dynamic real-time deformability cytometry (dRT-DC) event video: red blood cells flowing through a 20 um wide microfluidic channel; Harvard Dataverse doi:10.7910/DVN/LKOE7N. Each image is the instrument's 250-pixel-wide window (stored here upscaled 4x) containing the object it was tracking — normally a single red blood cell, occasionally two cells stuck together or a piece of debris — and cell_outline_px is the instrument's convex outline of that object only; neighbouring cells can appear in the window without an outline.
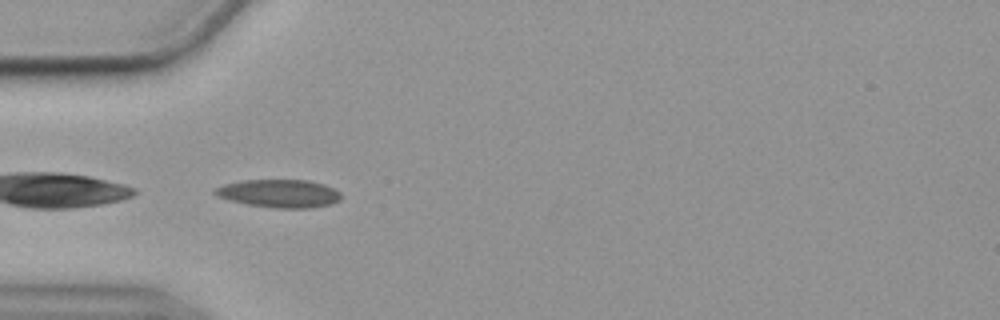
{"species": "common noctule bat (a hibernating species)", "species_latin": "Nyctalus noctula", "temperature_condition": "cold", "stored_images_in_passage": 34, "camera_frame_rate_fps": 3000, "um_per_image_px": 0.085, "animal": {"sex": "female", "body_mass_g": 19.9}, "frame": {"image": 1, "passage_image": 1, "time_ms": 0.0, "image_size_px": [1000, 320], "cell_outline_px": [[340, 200], [332, 204], [308, 208], [276, 208], [248, 204], [216, 196], [212, 192], [216, 188], [224, 184], [244, 180], [308, 180], [324, 184], [340, 192]], "centroid_in_image_um": [23.75, 16.44], "position_along_channel_um": 61.3, "area_um2": 20.46}}
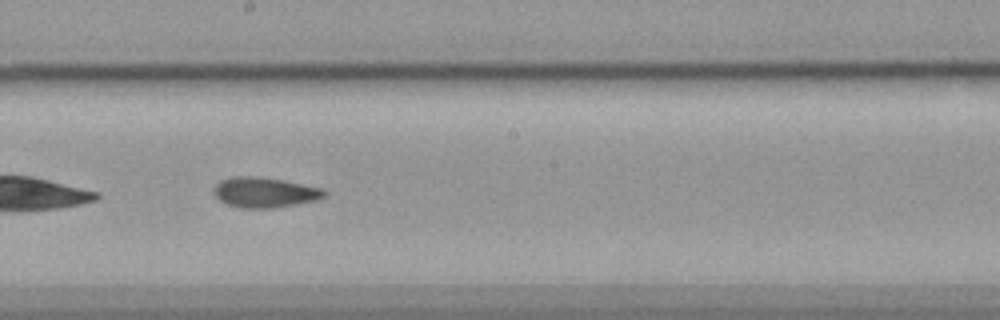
{"frame": {"image": 2, "passage_image": 15, "time_ms": 4.667, "image_size_px": [1000, 320], "cell_outline_px": [[328, 192], [324, 196], [316, 200], [296, 204], [272, 208], [240, 208], [228, 204], [220, 200], [212, 192], [212, 188], [220, 180], [232, 176], [256, 176], [280, 180], [324, 188]], "centroid_in_image_um": [22.47, 16.35], "position_along_channel_um": 225.7, "area_um2": 19.48}}
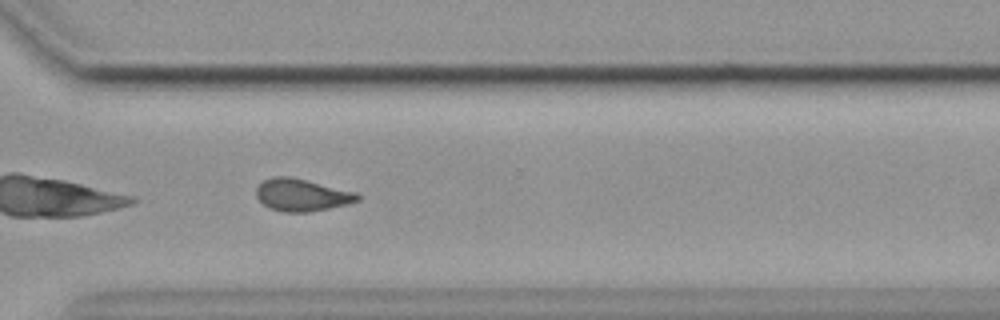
{"frame": {"image": 3, "passage_image": 25, "time_ms": 8.0, "image_size_px": [1000, 320], "cell_outline_px": [[360, 200], [348, 204], [308, 212], [284, 212], [268, 208], [256, 196], [256, 188], [264, 180], [272, 176], [288, 176], [356, 192], [360, 196]], "centroid_in_image_um": [25.64, 16.58], "position_along_channel_um": 345.0, "area_um2": 18.9}, "authors_computed_cell_mechanics": {"area_um2": 19.1896, "velocity_mm_per_s": 3.5719, "shape_relaxation_time_tau1_ms": null, "shape_relaxation_time_tau2_ms": 2.8995, "deformation_change_tau1": null, "deformation_change_tau2": 0.1001}}